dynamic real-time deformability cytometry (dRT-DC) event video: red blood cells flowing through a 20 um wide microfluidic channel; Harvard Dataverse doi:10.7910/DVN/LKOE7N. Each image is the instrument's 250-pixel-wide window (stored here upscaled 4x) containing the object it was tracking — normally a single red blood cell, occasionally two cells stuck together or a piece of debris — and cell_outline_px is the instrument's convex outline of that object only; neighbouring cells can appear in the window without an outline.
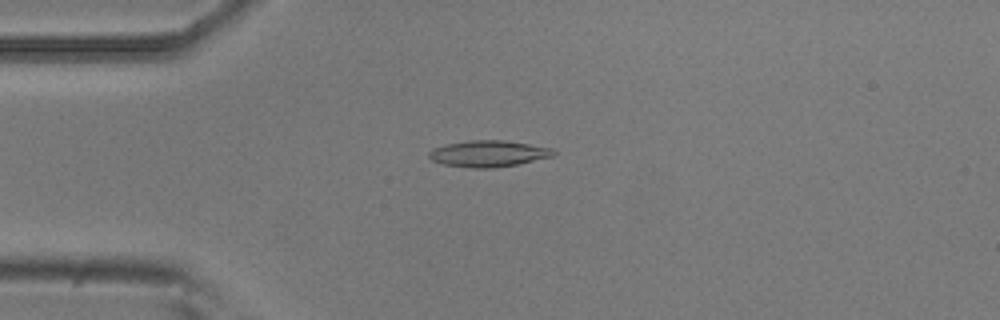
{"species": "common noctule bat (a hibernating species)", "species_latin": "Nyctalus noctula", "temperature_condition": "room temperature", "stored_images_in_passage": 22, "camera_frame_rate_fps": 3000, "um_per_image_px": 0.085, "animal": {"sex": "male", "body_mass_g": 20.5, "forearm_length_mm": 52.5}, "frame": {"image": 1, "passage_image": 3, "time_ms": 0.667, "image_size_px": [1000, 320], "cell_outline_px": [[556, 152], [552, 156], [516, 164], [492, 168], [472, 168], [444, 164], [432, 160], [428, 156], [428, 152], [432, 148], [448, 144], [468, 140], [504, 140], [552, 148]], "centroid_in_image_um": [41.48, 13.05], "position_along_channel_um": 43.5, "area_um2": 18.9}}
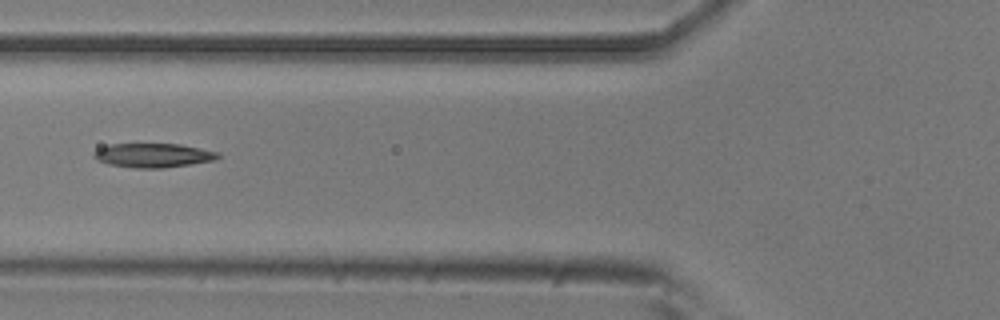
{"frame": {"image": 2, "passage_image": 10, "time_ms": 3.0, "image_size_px": [1000, 320], "cell_outline_px": [[220, 156], [212, 160], [164, 168], [136, 168], [108, 164], [96, 160], [92, 156], [92, 152], [100, 148], [112, 144], [180, 144], [220, 152]], "centroid_in_image_um": [12.98, 13.2], "position_along_channel_um": 112.8, "area_um2": 17.34}}
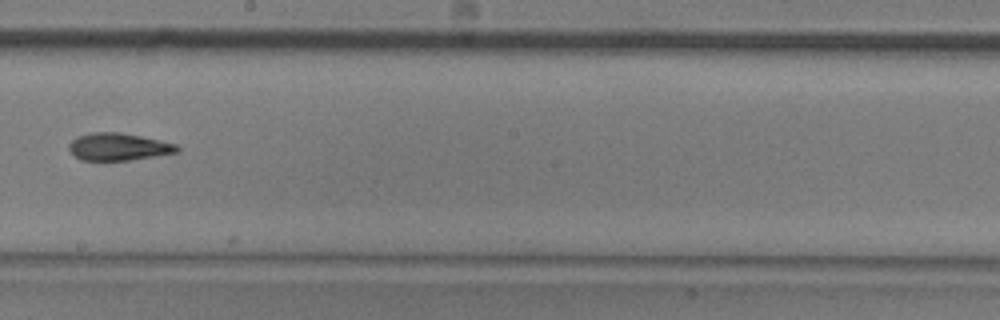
{"frame": {"image": 3, "passage_image": 20, "time_ms": 6.333, "image_size_px": [1000, 320], "cell_outline_px": [[180, 152], [128, 160], [80, 160], [68, 148], [68, 144], [72, 140], [80, 136], [92, 132], [120, 132], [160, 140], [176, 144], [180, 148]], "centroid_in_image_um": [10.09, 12.47], "position_along_channel_um": 238.1, "area_um2": 17.11}}